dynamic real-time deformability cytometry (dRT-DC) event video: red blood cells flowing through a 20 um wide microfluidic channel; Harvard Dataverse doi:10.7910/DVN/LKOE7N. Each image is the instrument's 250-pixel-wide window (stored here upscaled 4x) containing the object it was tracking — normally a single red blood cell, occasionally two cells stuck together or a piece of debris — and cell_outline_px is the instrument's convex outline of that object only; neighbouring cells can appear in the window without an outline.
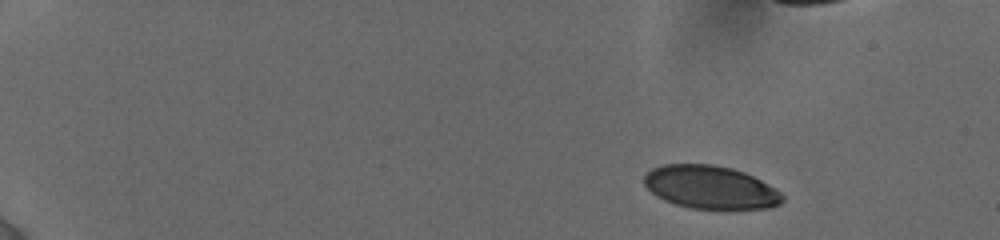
{"species": "human", "species_latin": "Homo sapiens", "temperature_condition": "cold", "stored_images_in_passage": 19, "segment_of_instrument_passage": [1, 2], "camera_frame_rate_fps": 3000, "um_per_image_px": 0.085, "donor": {"sex": "female"}, "frame": {"image": 1, "passage_image": 1, "time_ms": 0.0, "image_size_px": [1000, 240], "cell_outline_px": [[784, 200], [780, 204], [772, 208], [688, 208], [664, 200], [656, 196], [644, 184], [644, 176], [652, 168], [664, 164], [712, 164], [732, 168], [744, 172], [776, 188], [784, 196]], "centroid_in_image_um": [60.4, 15.91], "position_along_channel_um": 24.6, "area_um2": 34.62}}
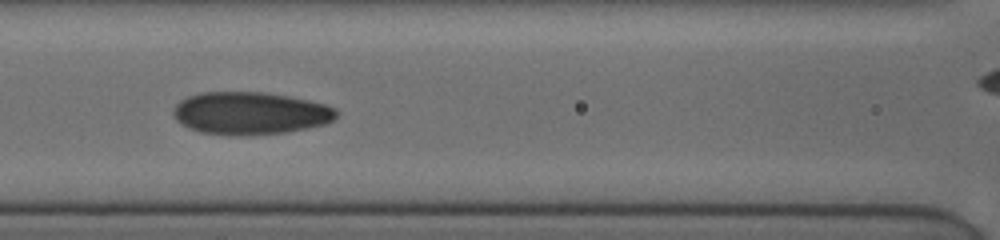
{"frame": {"image": 2, "passage_image": 13, "time_ms": 6.667, "image_size_px": [1000, 240], "cell_outline_px": [[340, 112], [328, 124], [288, 132], [248, 136], [232, 136], [200, 132], [180, 124], [176, 120], [172, 112], [176, 104], [180, 100], [188, 96], [204, 92], [264, 92], [288, 96], [308, 100], [324, 104], [336, 108]], "centroid_in_image_um": [21.28, 9.64], "position_along_channel_um": 145.3, "area_um2": 40.92}}
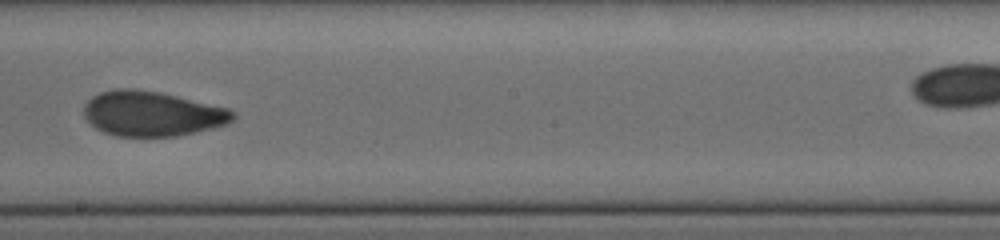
{"frame": {"image": 3, "passage_image": 17, "time_ms": 9.0, "image_size_px": [1000, 240], "cell_outline_px": [[236, 116], [232, 120], [224, 124], [176, 136], [116, 136], [104, 132], [88, 124], [84, 116], [84, 104], [92, 96], [100, 92], [120, 88], [132, 88], [160, 92], [228, 108], [236, 112]], "centroid_in_image_um": [12.87, 9.65], "position_along_channel_um": 235.3, "area_um2": 38.84}}